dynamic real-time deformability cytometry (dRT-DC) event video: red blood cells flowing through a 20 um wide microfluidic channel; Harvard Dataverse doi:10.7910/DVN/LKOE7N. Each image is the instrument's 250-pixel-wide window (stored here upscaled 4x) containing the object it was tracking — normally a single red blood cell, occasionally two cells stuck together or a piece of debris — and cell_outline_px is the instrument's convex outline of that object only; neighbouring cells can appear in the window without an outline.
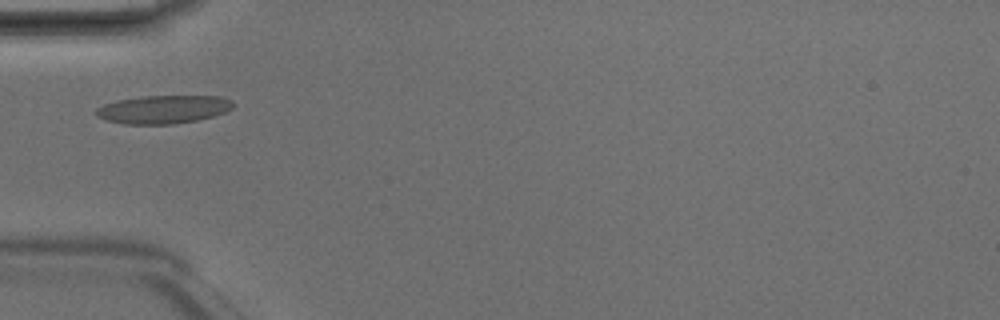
{"species": "Egyptian fruit bat (a non-hibernating species)", "species_latin": "Rousettus aegyptiacus", "temperature_condition": "room temperature", "stored_images_in_passage": 1, "camera_frame_rate_fps": 3000, "um_per_image_px": 0.085, "animal": {"sex": "male"}, "frame": {"image": 1, "passage_image": 1, "time_ms": 0.0, "image_size_px": [1000, 320], "cell_outline_px": [[236, 104], [232, 108], [224, 112], [212, 116], [196, 120], [172, 124], [124, 124], [104, 120], [96, 116], [92, 112], [96, 108], [104, 104], [116, 100], [144, 96], [220, 96], [232, 100]], "centroid_in_image_um": [13.84, 9.29], "position_along_channel_um": 71.2, "area_um2": 22.72}}